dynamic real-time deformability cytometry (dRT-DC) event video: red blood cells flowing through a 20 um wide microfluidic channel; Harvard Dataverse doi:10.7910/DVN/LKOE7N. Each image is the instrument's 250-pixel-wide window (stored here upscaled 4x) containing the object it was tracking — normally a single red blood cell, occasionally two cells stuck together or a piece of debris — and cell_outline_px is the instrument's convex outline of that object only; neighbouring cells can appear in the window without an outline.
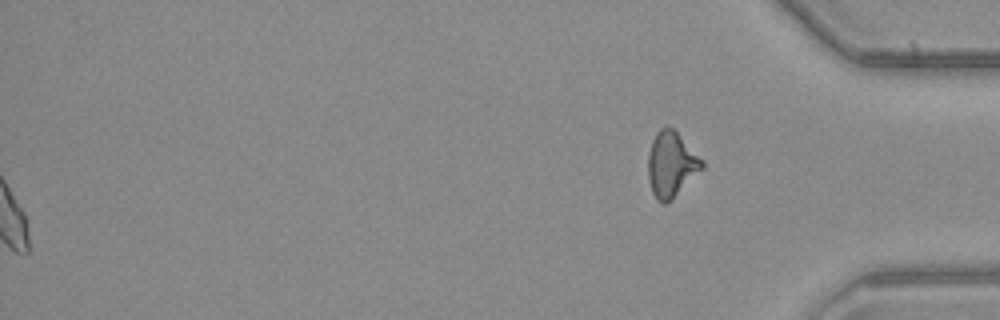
{"species": "common noctule bat (a hibernating species)", "species_latin": "Nyctalus noctula", "temperature_condition": "warm", "stored_images_in_passage": 45, "segment_of_instrument_passage": [2, 2], "camera_frame_rate_fps": 3000, "um_per_image_px": 0.085, "animal": {"sex": "male", "body_mass_g": 23.1, "forearm_length_mm": 52.7}, "frame": {"image": 1, "passage_image": 45, "time_ms": 14.667, "image_size_px": [1000, 320], "cell_outline_px": [[704, 168], [664, 204], [660, 204], [656, 200], [652, 192], [648, 180], [648, 156], [652, 140], [656, 132], [660, 128], [668, 124], [704, 160]], "centroid_in_image_um": [57.04, 13.94], "position_along_channel_um": 378.2, "area_um2": 20.35}}